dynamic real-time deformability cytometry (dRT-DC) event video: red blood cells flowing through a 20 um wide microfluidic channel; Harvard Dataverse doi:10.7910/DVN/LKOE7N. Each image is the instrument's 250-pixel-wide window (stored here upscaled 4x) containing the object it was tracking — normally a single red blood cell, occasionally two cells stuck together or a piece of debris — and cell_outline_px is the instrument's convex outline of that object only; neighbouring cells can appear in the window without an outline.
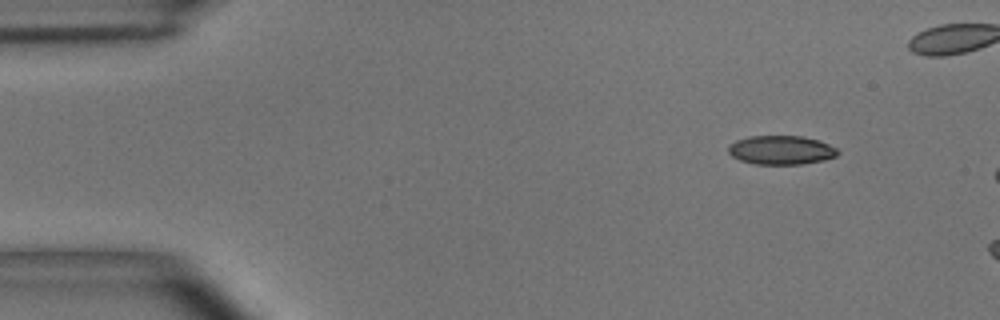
{"species": "common noctule bat (a hibernating species)", "species_latin": "Nyctalus noctula", "temperature_condition": "room temperature", "stored_images_in_passage": 7, "camera_frame_rate_fps": 3000, "um_per_image_px": 0.085, "animal": {"sex": "male", "body_mass_g": 15.6}, "frame": {"image": 1, "passage_image": 1, "time_ms": 0.0, "image_size_px": [1000, 320], "cell_outline_px": [[840, 152], [836, 156], [824, 160], [800, 164], [756, 164], [740, 160], [732, 156], [728, 152], [728, 144], [736, 140], [748, 136], [804, 136], [820, 140], [836, 148]], "centroid_in_image_um": [66.39, 12.74], "position_along_channel_um": 18.6, "area_um2": 18.55}}